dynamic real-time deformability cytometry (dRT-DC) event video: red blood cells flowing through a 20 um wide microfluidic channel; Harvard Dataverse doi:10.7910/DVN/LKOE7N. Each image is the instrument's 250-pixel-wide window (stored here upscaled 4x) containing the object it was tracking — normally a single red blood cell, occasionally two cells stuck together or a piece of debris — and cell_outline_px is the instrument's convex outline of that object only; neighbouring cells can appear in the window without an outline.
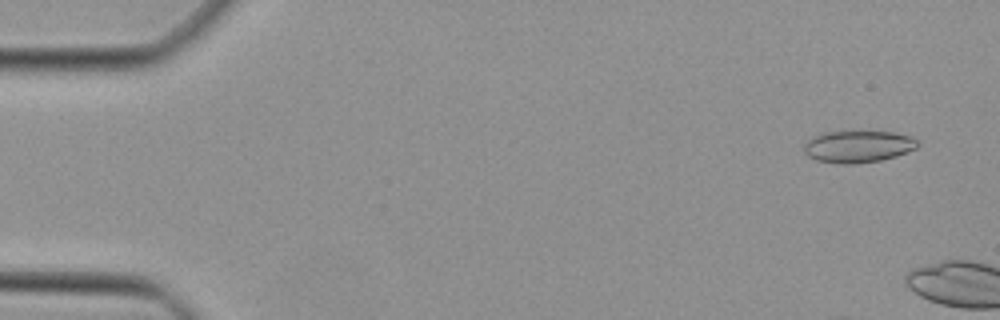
{"species": "Egyptian fruit bat (a non-hibernating species)", "species_latin": "Rousettus aegyptiacus", "temperature_condition": "cold", "stored_images_in_passage": 6, "camera_frame_rate_fps": 3000, "um_per_image_px": 0.085, "animal": {"sex": "female"}, "frame": {"image": 1, "passage_image": 3, "time_ms": 0.667, "image_size_px": [1000, 320], "cell_outline_px": [[920, 144], [916, 148], [896, 156], [880, 160], [852, 164], [840, 164], [816, 160], [808, 156], [804, 152], [804, 144], [808, 140], [824, 132], [892, 132], [912, 136]], "centroid_in_image_um": [72.94, 12.46], "position_along_channel_um": 12.1, "area_um2": 20.98}}